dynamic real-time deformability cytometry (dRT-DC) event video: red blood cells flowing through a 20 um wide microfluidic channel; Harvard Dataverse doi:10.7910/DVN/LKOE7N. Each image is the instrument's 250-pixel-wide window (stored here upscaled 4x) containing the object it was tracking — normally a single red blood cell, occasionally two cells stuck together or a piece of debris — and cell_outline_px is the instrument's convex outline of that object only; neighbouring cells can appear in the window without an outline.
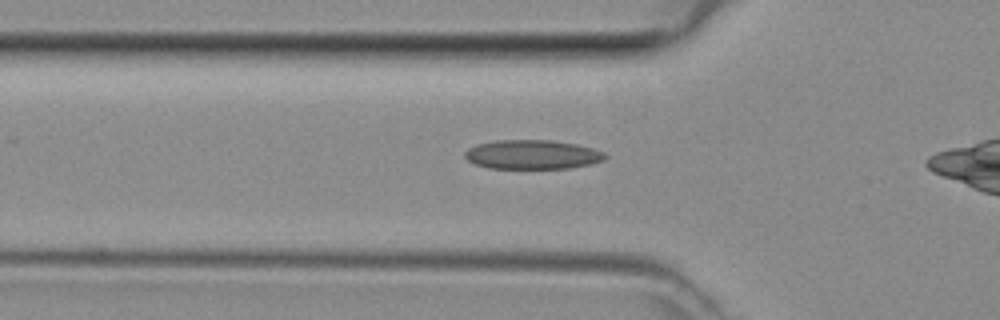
{"species": "common noctule bat (a hibernating species)", "species_latin": "Nyctalus noctula", "temperature_condition": "room temperature", "stored_images_in_passage": 11, "camera_frame_rate_fps": 3000, "um_per_image_px": 0.085, "animal": {"sex": "female", "body_mass_g": 29.2, "forearm_length_mm": 56.3}, "frame": {"image": 1, "passage_image": 7, "time_ms": 2.0, "image_size_px": [1000, 320], "cell_outline_px": [[608, 156], [604, 160], [588, 164], [568, 168], [488, 168], [476, 164], [468, 160], [464, 156], [464, 152], [468, 148], [476, 144], [496, 140], [552, 140], [576, 144], [592, 148], [604, 152]], "centroid_in_image_um": [45.23, 13.13], "position_along_channel_um": 80.6, "area_um2": 23.81}}
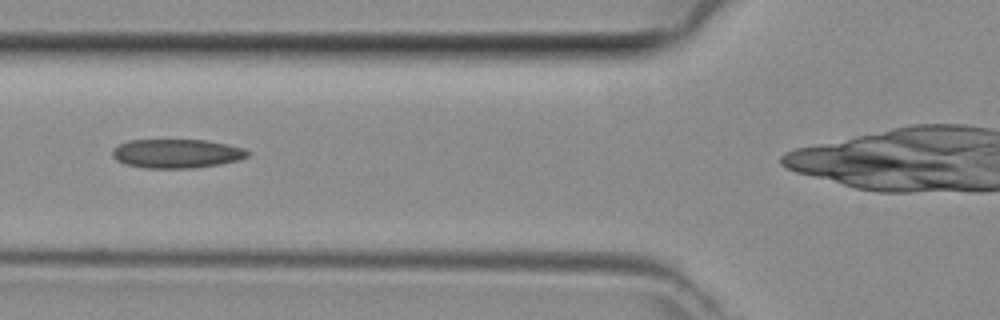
{"frame": {"image": 2, "passage_image": 9, "time_ms": 2.667, "image_size_px": [1000, 320], "cell_outline_px": [[252, 152], [248, 156], [236, 160], [220, 164], [196, 168], [148, 168], [124, 164], [116, 160], [112, 156], [112, 148], [128, 140], [204, 140], [228, 144], [244, 148]], "centroid_in_image_um": [15.01, 13.05], "position_along_channel_um": 110.8, "area_um2": 22.95}}
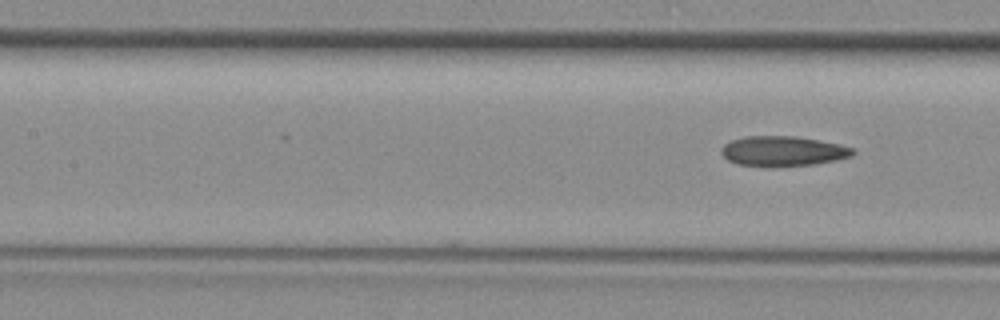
{"frame": {"image": 3, "passage_image": 11, "time_ms": 3.333, "image_size_px": [1000, 320], "cell_outline_px": [[856, 152], [852, 156], [836, 160], [816, 164], [736, 164], [728, 160], [720, 152], [724, 144], [732, 140], [744, 136], [796, 136], [840, 144], [856, 148]], "centroid_in_image_um": [66.61, 12.8], "position_along_channel_um": 140.8, "area_um2": 22.37}}